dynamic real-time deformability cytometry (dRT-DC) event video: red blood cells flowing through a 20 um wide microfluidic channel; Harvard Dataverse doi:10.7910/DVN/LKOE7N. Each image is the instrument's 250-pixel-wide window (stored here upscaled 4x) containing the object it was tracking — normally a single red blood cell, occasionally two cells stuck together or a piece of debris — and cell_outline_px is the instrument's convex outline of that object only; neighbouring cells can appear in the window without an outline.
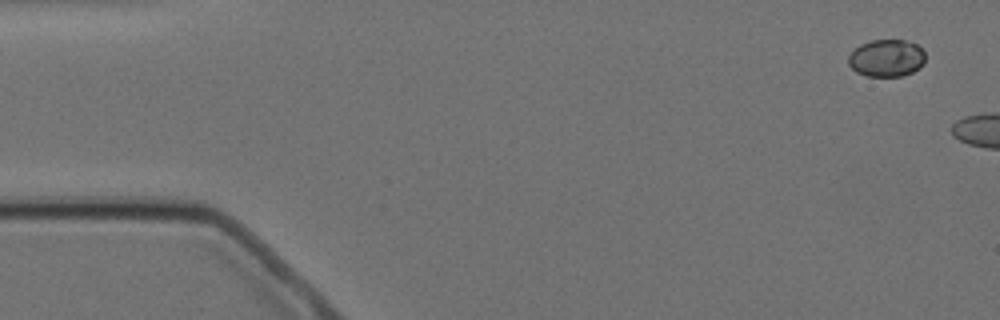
{"species": "Egyptian fruit bat (a non-hibernating species)", "species_latin": "Rousettus aegyptiacus", "temperature_condition": "cold", "stored_images_in_passage": 2, "camera_frame_rate_fps": 3000, "um_per_image_px": 0.085, "animal": {"sex": "female"}, "frame": {"image": 1, "passage_image": 1, "time_ms": 0.0, "image_size_px": [1000, 320], "cell_outline_px": [[924, 64], [920, 68], [904, 76], [868, 76], [856, 72], [848, 64], [848, 56], [860, 44], [872, 40], [904, 40], [916, 44], [924, 52]], "centroid_in_image_um": [75.36, 4.94], "position_along_channel_um": 9.6, "area_um2": 16.7}}